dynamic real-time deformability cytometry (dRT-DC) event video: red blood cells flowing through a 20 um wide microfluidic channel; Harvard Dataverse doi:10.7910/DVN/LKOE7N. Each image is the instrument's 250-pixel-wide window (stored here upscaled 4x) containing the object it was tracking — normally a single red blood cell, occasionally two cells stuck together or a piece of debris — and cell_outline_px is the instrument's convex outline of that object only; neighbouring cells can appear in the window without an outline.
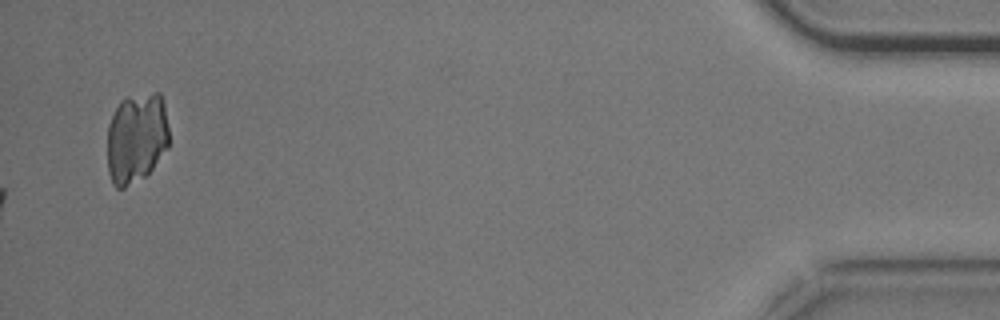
{"species": "common noctule bat (a hibernating species)", "species_latin": "Nyctalus noctula", "temperature_condition": "cold", "stored_images_in_passage": 57, "segment_of_instrument_passage": [2, 2], "camera_frame_rate_fps": 3000, "um_per_image_px": 0.085, "animal": {"sex": "male", "body_mass_g": 20.5, "forearm_length_mm": 52.5}, "frame": {"image": 1, "passage_image": 57, "time_ms": 18.667, "image_size_px": [1000, 320], "cell_outline_px": [[168, 148], [152, 168], [144, 176], [124, 188], [116, 188], [112, 184], [108, 172], [108, 124], [120, 100], [128, 96], [152, 92], [160, 92], [164, 100], [168, 128]], "centroid_in_image_um": [11.6, 11.7], "position_along_channel_um": 423.6, "area_um2": 32.83}}